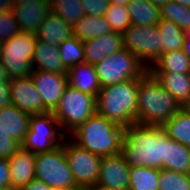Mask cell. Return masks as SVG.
<instances>
[{"mask_svg":"<svg viewBox=\"0 0 190 190\" xmlns=\"http://www.w3.org/2000/svg\"><path fill=\"white\" fill-rule=\"evenodd\" d=\"M168 135L161 126L133 124L124 128L122 153L130 167L166 169Z\"/></svg>","mask_w":190,"mask_h":190,"instance_id":"1","label":"cell"},{"mask_svg":"<svg viewBox=\"0 0 190 190\" xmlns=\"http://www.w3.org/2000/svg\"><path fill=\"white\" fill-rule=\"evenodd\" d=\"M136 123L162 126L182 107L173 96L147 71L138 79Z\"/></svg>","mask_w":190,"mask_h":190,"instance_id":"2","label":"cell"},{"mask_svg":"<svg viewBox=\"0 0 190 190\" xmlns=\"http://www.w3.org/2000/svg\"><path fill=\"white\" fill-rule=\"evenodd\" d=\"M70 135L79 146L100 157L122 152L124 128L97 112Z\"/></svg>","mask_w":190,"mask_h":190,"instance_id":"3","label":"cell"},{"mask_svg":"<svg viewBox=\"0 0 190 190\" xmlns=\"http://www.w3.org/2000/svg\"><path fill=\"white\" fill-rule=\"evenodd\" d=\"M138 79L102 87L96 97V112L126 128L136 123Z\"/></svg>","mask_w":190,"mask_h":190,"instance_id":"4","label":"cell"},{"mask_svg":"<svg viewBox=\"0 0 190 190\" xmlns=\"http://www.w3.org/2000/svg\"><path fill=\"white\" fill-rule=\"evenodd\" d=\"M101 88L139 79L148 69L129 50L122 48L94 65Z\"/></svg>","mask_w":190,"mask_h":190,"instance_id":"5","label":"cell"},{"mask_svg":"<svg viewBox=\"0 0 190 190\" xmlns=\"http://www.w3.org/2000/svg\"><path fill=\"white\" fill-rule=\"evenodd\" d=\"M35 179L54 190H80L64 154V146L36 154Z\"/></svg>","mask_w":190,"mask_h":190,"instance_id":"6","label":"cell"},{"mask_svg":"<svg viewBox=\"0 0 190 190\" xmlns=\"http://www.w3.org/2000/svg\"><path fill=\"white\" fill-rule=\"evenodd\" d=\"M61 129L69 135L96 113V97L68 85L53 111Z\"/></svg>","mask_w":190,"mask_h":190,"instance_id":"7","label":"cell"},{"mask_svg":"<svg viewBox=\"0 0 190 190\" xmlns=\"http://www.w3.org/2000/svg\"><path fill=\"white\" fill-rule=\"evenodd\" d=\"M36 41L35 34L19 32L11 39L2 42L0 60L11 80L31 74Z\"/></svg>","mask_w":190,"mask_h":190,"instance_id":"8","label":"cell"},{"mask_svg":"<svg viewBox=\"0 0 190 190\" xmlns=\"http://www.w3.org/2000/svg\"><path fill=\"white\" fill-rule=\"evenodd\" d=\"M59 127L53 112L31 115L29 130L21 146L35 155L52 151L63 145L66 137L64 132L57 133Z\"/></svg>","mask_w":190,"mask_h":190,"instance_id":"9","label":"cell"},{"mask_svg":"<svg viewBox=\"0 0 190 190\" xmlns=\"http://www.w3.org/2000/svg\"><path fill=\"white\" fill-rule=\"evenodd\" d=\"M161 40L157 26L130 27L122 34L123 48L133 53L147 69L161 55Z\"/></svg>","mask_w":190,"mask_h":190,"instance_id":"10","label":"cell"},{"mask_svg":"<svg viewBox=\"0 0 190 190\" xmlns=\"http://www.w3.org/2000/svg\"><path fill=\"white\" fill-rule=\"evenodd\" d=\"M64 154L80 189H88L97 184L102 157L89 152L76 142L64 139Z\"/></svg>","mask_w":190,"mask_h":190,"instance_id":"11","label":"cell"},{"mask_svg":"<svg viewBox=\"0 0 190 190\" xmlns=\"http://www.w3.org/2000/svg\"><path fill=\"white\" fill-rule=\"evenodd\" d=\"M130 169L122 152L102 157L96 185L112 190H129Z\"/></svg>","mask_w":190,"mask_h":190,"instance_id":"12","label":"cell"},{"mask_svg":"<svg viewBox=\"0 0 190 190\" xmlns=\"http://www.w3.org/2000/svg\"><path fill=\"white\" fill-rule=\"evenodd\" d=\"M30 77L42 97L44 106L53 112L69 85L67 74L46 72L43 70H32Z\"/></svg>","mask_w":190,"mask_h":190,"instance_id":"13","label":"cell"},{"mask_svg":"<svg viewBox=\"0 0 190 190\" xmlns=\"http://www.w3.org/2000/svg\"><path fill=\"white\" fill-rule=\"evenodd\" d=\"M10 99L12 105L30 115L50 112L44 106L42 97L37 91L30 75L11 80Z\"/></svg>","mask_w":190,"mask_h":190,"instance_id":"14","label":"cell"},{"mask_svg":"<svg viewBox=\"0 0 190 190\" xmlns=\"http://www.w3.org/2000/svg\"><path fill=\"white\" fill-rule=\"evenodd\" d=\"M51 12V0L29 1L13 6L20 32L37 34L41 23Z\"/></svg>","mask_w":190,"mask_h":190,"instance_id":"15","label":"cell"},{"mask_svg":"<svg viewBox=\"0 0 190 190\" xmlns=\"http://www.w3.org/2000/svg\"><path fill=\"white\" fill-rule=\"evenodd\" d=\"M83 48L85 63L95 65L123 48L122 34L113 31L105 33L83 41Z\"/></svg>","mask_w":190,"mask_h":190,"instance_id":"16","label":"cell"},{"mask_svg":"<svg viewBox=\"0 0 190 190\" xmlns=\"http://www.w3.org/2000/svg\"><path fill=\"white\" fill-rule=\"evenodd\" d=\"M36 155L22 146L8 159L10 168V186L22 189L35 179Z\"/></svg>","mask_w":190,"mask_h":190,"instance_id":"17","label":"cell"},{"mask_svg":"<svg viewBox=\"0 0 190 190\" xmlns=\"http://www.w3.org/2000/svg\"><path fill=\"white\" fill-rule=\"evenodd\" d=\"M30 116L11 104L0 109V127L21 144L29 130Z\"/></svg>","mask_w":190,"mask_h":190,"instance_id":"18","label":"cell"},{"mask_svg":"<svg viewBox=\"0 0 190 190\" xmlns=\"http://www.w3.org/2000/svg\"><path fill=\"white\" fill-rule=\"evenodd\" d=\"M32 69L67 74V69L62 64L59 47L38 39L35 43Z\"/></svg>","mask_w":190,"mask_h":190,"instance_id":"19","label":"cell"},{"mask_svg":"<svg viewBox=\"0 0 190 190\" xmlns=\"http://www.w3.org/2000/svg\"><path fill=\"white\" fill-rule=\"evenodd\" d=\"M68 83L79 91L97 97L101 86L93 64L82 63L67 70Z\"/></svg>","mask_w":190,"mask_h":190,"instance_id":"20","label":"cell"},{"mask_svg":"<svg viewBox=\"0 0 190 190\" xmlns=\"http://www.w3.org/2000/svg\"><path fill=\"white\" fill-rule=\"evenodd\" d=\"M73 35L72 26L67 24L61 17L50 12L43 20L36 34L39 41L59 46L62 42Z\"/></svg>","mask_w":190,"mask_h":190,"instance_id":"21","label":"cell"},{"mask_svg":"<svg viewBox=\"0 0 190 190\" xmlns=\"http://www.w3.org/2000/svg\"><path fill=\"white\" fill-rule=\"evenodd\" d=\"M181 107L190 103V73H151Z\"/></svg>","mask_w":190,"mask_h":190,"instance_id":"22","label":"cell"},{"mask_svg":"<svg viewBox=\"0 0 190 190\" xmlns=\"http://www.w3.org/2000/svg\"><path fill=\"white\" fill-rule=\"evenodd\" d=\"M126 7L132 25L157 26L161 19L160 8L149 0H131Z\"/></svg>","mask_w":190,"mask_h":190,"instance_id":"23","label":"cell"},{"mask_svg":"<svg viewBox=\"0 0 190 190\" xmlns=\"http://www.w3.org/2000/svg\"><path fill=\"white\" fill-rule=\"evenodd\" d=\"M148 71L150 73H190V59L183 50L170 51L161 54Z\"/></svg>","mask_w":190,"mask_h":190,"instance_id":"24","label":"cell"},{"mask_svg":"<svg viewBox=\"0 0 190 190\" xmlns=\"http://www.w3.org/2000/svg\"><path fill=\"white\" fill-rule=\"evenodd\" d=\"M168 137L190 148V110L182 107L162 126Z\"/></svg>","mask_w":190,"mask_h":190,"instance_id":"25","label":"cell"},{"mask_svg":"<svg viewBox=\"0 0 190 190\" xmlns=\"http://www.w3.org/2000/svg\"><path fill=\"white\" fill-rule=\"evenodd\" d=\"M72 29L73 35L82 42L112 32L111 26L104 16L94 17L86 14Z\"/></svg>","mask_w":190,"mask_h":190,"instance_id":"26","label":"cell"},{"mask_svg":"<svg viewBox=\"0 0 190 190\" xmlns=\"http://www.w3.org/2000/svg\"><path fill=\"white\" fill-rule=\"evenodd\" d=\"M166 169L190 174V148L168 137Z\"/></svg>","mask_w":190,"mask_h":190,"instance_id":"27","label":"cell"},{"mask_svg":"<svg viewBox=\"0 0 190 190\" xmlns=\"http://www.w3.org/2000/svg\"><path fill=\"white\" fill-rule=\"evenodd\" d=\"M161 40V54L183 49L185 33L184 29L167 19H160L157 25Z\"/></svg>","mask_w":190,"mask_h":190,"instance_id":"28","label":"cell"},{"mask_svg":"<svg viewBox=\"0 0 190 190\" xmlns=\"http://www.w3.org/2000/svg\"><path fill=\"white\" fill-rule=\"evenodd\" d=\"M160 169L131 167L129 190H159Z\"/></svg>","mask_w":190,"mask_h":190,"instance_id":"29","label":"cell"},{"mask_svg":"<svg viewBox=\"0 0 190 190\" xmlns=\"http://www.w3.org/2000/svg\"><path fill=\"white\" fill-rule=\"evenodd\" d=\"M51 12L72 27L85 16L82 0H51Z\"/></svg>","mask_w":190,"mask_h":190,"instance_id":"30","label":"cell"},{"mask_svg":"<svg viewBox=\"0 0 190 190\" xmlns=\"http://www.w3.org/2000/svg\"><path fill=\"white\" fill-rule=\"evenodd\" d=\"M58 47L62 64L67 70L75 65L85 63L83 42L74 35L62 42Z\"/></svg>","mask_w":190,"mask_h":190,"instance_id":"31","label":"cell"},{"mask_svg":"<svg viewBox=\"0 0 190 190\" xmlns=\"http://www.w3.org/2000/svg\"><path fill=\"white\" fill-rule=\"evenodd\" d=\"M161 19H167L177 24L182 29L190 26V7L170 0L160 7Z\"/></svg>","mask_w":190,"mask_h":190,"instance_id":"32","label":"cell"},{"mask_svg":"<svg viewBox=\"0 0 190 190\" xmlns=\"http://www.w3.org/2000/svg\"><path fill=\"white\" fill-rule=\"evenodd\" d=\"M104 17L111 26L113 32L123 34L131 25L128 9L124 5L110 3Z\"/></svg>","mask_w":190,"mask_h":190,"instance_id":"33","label":"cell"},{"mask_svg":"<svg viewBox=\"0 0 190 190\" xmlns=\"http://www.w3.org/2000/svg\"><path fill=\"white\" fill-rule=\"evenodd\" d=\"M159 190H190V174L160 169Z\"/></svg>","mask_w":190,"mask_h":190,"instance_id":"34","label":"cell"},{"mask_svg":"<svg viewBox=\"0 0 190 190\" xmlns=\"http://www.w3.org/2000/svg\"><path fill=\"white\" fill-rule=\"evenodd\" d=\"M20 32L17 19L13 11L0 13V42L11 39Z\"/></svg>","mask_w":190,"mask_h":190,"instance_id":"35","label":"cell"},{"mask_svg":"<svg viewBox=\"0 0 190 190\" xmlns=\"http://www.w3.org/2000/svg\"><path fill=\"white\" fill-rule=\"evenodd\" d=\"M20 147L21 144L0 127V158L9 159Z\"/></svg>","mask_w":190,"mask_h":190,"instance_id":"36","label":"cell"},{"mask_svg":"<svg viewBox=\"0 0 190 190\" xmlns=\"http://www.w3.org/2000/svg\"><path fill=\"white\" fill-rule=\"evenodd\" d=\"M82 6L86 15L104 16L110 6V0H82Z\"/></svg>","mask_w":190,"mask_h":190,"instance_id":"37","label":"cell"},{"mask_svg":"<svg viewBox=\"0 0 190 190\" xmlns=\"http://www.w3.org/2000/svg\"><path fill=\"white\" fill-rule=\"evenodd\" d=\"M11 80H0V109L10 106Z\"/></svg>","mask_w":190,"mask_h":190,"instance_id":"38","label":"cell"},{"mask_svg":"<svg viewBox=\"0 0 190 190\" xmlns=\"http://www.w3.org/2000/svg\"><path fill=\"white\" fill-rule=\"evenodd\" d=\"M0 186H10V168L6 158H0Z\"/></svg>","mask_w":190,"mask_h":190,"instance_id":"39","label":"cell"},{"mask_svg":"<svg viewBox=\"0 0 190 190\" xmlns=\"http://www.w3.org/2000/svg\"><path fill=\"white\" fill-rule=\"evenodd\" d=\"M21 190H54V189H52L47 184L38 179H33L27 185H25Z\"/></svg>","mask_w":190,"mask_h":190,"instance_id":"40","label":"cell"},{"mask_svg":"<svg viewBox=\"0 0 190 190\" xmlns=\"http://www.w3.org/2000/svg\"><path fill=\"white\" fill-rule=\"evenodd\" d=\"M13 6L12 0H0V13L13 11Z\"/></svg>","mask_w":190,"mask_h":190,"instance_id":"41","label":"cell"},{"mask_svg":"<svg viewBox=\"0 0 190 190\" xmlns=\"http://www.w3.org/2000/svg\"><path fill=\"white\" fill-rule=\"evenodd\" d=\"M0 80H11L1 60H0Z\"/></svg>","mask_w":190,"mask_h":190,"instance_id":"42","label":"cell"},{"mask_svg":"<svg viewBox=\"0 0 190 190\" xmlns=\"http://www.w3.org/2000/svg\"><path fill=\"white\" fill-rule=\"evenodd\" d=\"M186 56L190 59V38H185L183 49Z\"/></svg>","mask_w":190,"mask_h":190,"instance_id":"43","label":"cell"},{"mask_svg":"<svg viewBox=\"0 0 190 190\" xmlns=\"http://www.w3.org/2000/svg\"><path fill=\"white\" fill-rule=\"evenodd\" d=\"M151 3H153L155 6L157 7H161L163 5H165L167 2H169L170 0H149Z\"/></svg>","mask_w":190,"mask_h":190,"instance_id":"44","label":"cell"},{"mask_svg":"<svg viewBox=\"0 0 190 190\" xmlns=\"http://www.w3.org/2000/svg\"><path fill=\"white\" fill-rule=\"evenodd\" d=\"M131 0H110V3L116 4V5H128Z\"/></svg>","mask_w":190,"mask_h":190,"instance_id":"45","label":"cell"},{"mask_svg":"<svg viewBox=\"0 0 190 190\" xmlns=\"http://www.w3.org/2000/svg\"><path fill=\"white\" fill-rule=\"evenodd\" d=\"M88 190H112V189H108L100 185H94V186L89 187Z\"/></svg>","mask_w":190,"mask_h":190,"instance_id":"46","label":"cell"},{"mask_svg":"<svg viewBox=\"0 0 190 190\" xmlns=\"http://www.w3.org/2000/svg\"><path fill=\"white\" fill-rule=\"evenodd\" d=\"M172 1H175L181 5H184V6H189L190 7V0H172Z\"/></svg>","mask_w":190,"mask_h":190,"instance_id":"47","label":"cell"},{"mask_svg":"<svg viewBox=\"0 0 190 190\" xmlns=\"http://www.w3.org/2000/svg\"><path fill=\"white\" fill-rule=\"evenodd\" d=\"M12 1H13V5H17V4L26 3V2H29V1L35 2L37 0H12Z\"/></svg>","mask_w":190,"mask_h":190,"instance_id":"48","label":"cell"},{"mask_svg":"<svg viewBox=\"0 0 190 190\" xmlns=\"http://www.w3.org/2000/svg\"><path fill=\"white\" fill-rule=\"evenodd\" d=\"M185 38H190V26L184 30Z\"/></svg>","mask_w":190,"mask_h":190,"instance_id":"49","label":"cell"},{"mask_svg":"<svg viewBox=\"0 0 190 190\" xmlns=\"http://www.w3.org/2000/svg\"><path fill=\"white\" fill-rule=\"evenodd\" d=\"M2 190H21V189H16L14 187L9 186V187H4Z\"/></svg>","mask_w":190,"mask_h":190,"instance_id":"50","label":"cell"},{"mask_svg":"<svg viewBox=\"0 0 190 190\" xmlns=\"http://www.w3.org/2000/svg\"><path fill=\"white\" fill-rule=\"evenodd\" d=\"M2 42H0V57H1Z\"/></svg>","mask_w":190,"mask_h":190,"instance_id":"51","label":"cell"},{"mask_svg":"<svg viewBox=\"0 0 190 190\" xmlns=\"http://www.w3.org/2000/svg\"><path fill=\"white\" fill-rule=\"evenodd\" d=\"M186 107L190 110V103Z\"/></svg>","mask_w":190,"mask_h":190,"instance_id":"52","label":"cell"}]
</instances>
